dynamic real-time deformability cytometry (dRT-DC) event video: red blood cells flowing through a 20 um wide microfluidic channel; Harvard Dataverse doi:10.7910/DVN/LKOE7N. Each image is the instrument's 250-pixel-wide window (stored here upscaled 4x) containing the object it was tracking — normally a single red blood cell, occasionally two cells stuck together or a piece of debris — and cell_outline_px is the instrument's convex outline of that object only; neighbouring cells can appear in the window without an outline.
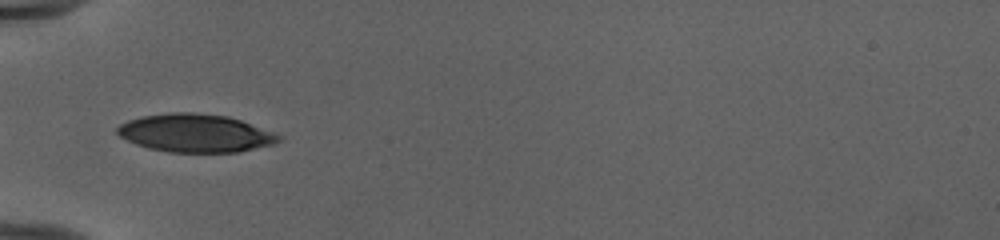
{"species": "human", "species_latin": "Homo sapiens", "temperature_condition": "cold", "stored_images_in_passage": 32, "camera_frame_rate_fps": 3000, "um_per_image_px": 0.085, "donor": {"sex": "female"}, "frame": {"image": 1, "passage_image": 1, "time_ms": 0.0, "image_size_px": [1000, 240], "cell_outline_px": [[284, 140], [272, 144], [240, 152], [168, 152], [148, 148], [136, 144], [120, 136], [116, 132], [116, 128], [120, 124], [128, 120], [144, 116], [172, 112], [192, 112], [228, 116], [240, 120], [284, 136]], "centroid_in_image_um": [16.63, 11.32], "position_along_channel_um": 68.4, "area_um2": 35.84}}
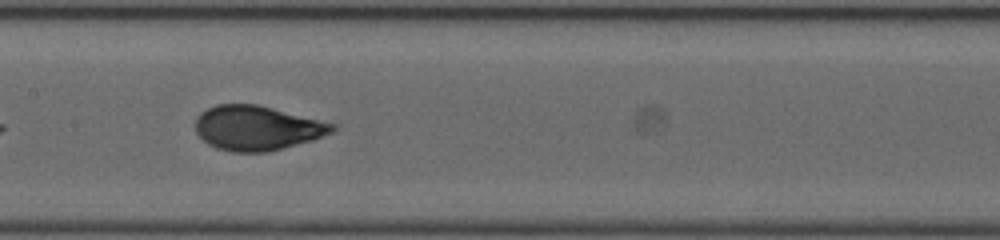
{"frame": {"image": 2, "passage_image": 10, "time_ms": 3.0, "image_size_px": [1000, 240], "cell_outline_px": [[336, 128], [332, 132], [312, 140], [284, 148], [268, 152], [232, 152], [216, 148], [208, 144], [196, 132], [196, 116], [200, 112], [216, 104], [256, 104], [336, 124]], "centroid_in_image_um": [21.82, 10.88], "position_along_channel_um": 185.6, "area_um2": 35.43}}
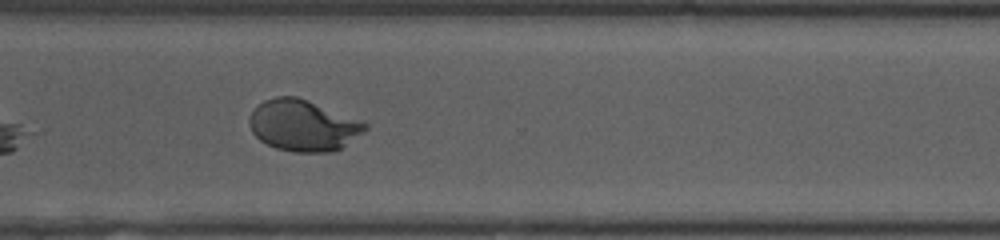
{"frame": {"image": 3, "passage_image": 22, "time_ms": 7.0, "image_size_px": [1000, 240], "cell_outline_px": [[368, 128], [340, 148], [332, 152], [292, 152], [276, 148], [260, 140], [252, 132], [248, 120], [252, 112], [264, 100], [276, 96], [296, 96], [308, 100], [364, 120], [368, 124]], "centroid_in_image_um": [25.78, 10.65], "position_along_channel_um": 344.8, "area_um2": 34.56}, "authors_computed_cell_mechanics": {"area_um2": 35.3736, "velocity_mm_per_s": 3.9949, "shape_relaxation_time_tau1_ms": 5.0615, "shape_relaxation_time_tau2_ms": null, "deformation_change_tau1": 0.2238, "deformation_change_tau2": null}}